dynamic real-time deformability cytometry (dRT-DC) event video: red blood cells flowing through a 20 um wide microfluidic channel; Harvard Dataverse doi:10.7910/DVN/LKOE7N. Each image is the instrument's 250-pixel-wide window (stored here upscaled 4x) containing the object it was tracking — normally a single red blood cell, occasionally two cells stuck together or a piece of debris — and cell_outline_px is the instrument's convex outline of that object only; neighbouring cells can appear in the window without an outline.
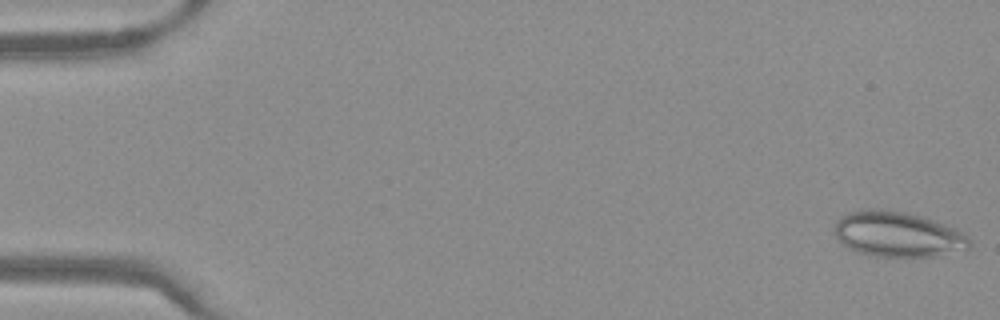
{"species": "Egyptian fruit bat (a non-hibernating species)", "species_latin": "Rousettus aegyptiacus", "temperature_condition": "warm", "stored_images_in_passage": 16, "camera_frame_rate_fps": 3000, "um_per_image_px": 0.085, "frame": {"image": 1, "passage_image": 1, "time_ms": 0.0, "image_size_px": [1000, 320], "cell_outline_px": [[972, 244], [968, 248], [936, 256], [876, 256], [860, 252], [844, 244], [836, 236], [836, 220], [848, 212], [864, 208], [880, 208], [904, 212], [924, 216], [956, 228], [964, 232], [972, 240]], "centroid_in_image_um": [76.36, 19.88], "position_along_channel_um": 8.6, "area_um2": 35.6}}